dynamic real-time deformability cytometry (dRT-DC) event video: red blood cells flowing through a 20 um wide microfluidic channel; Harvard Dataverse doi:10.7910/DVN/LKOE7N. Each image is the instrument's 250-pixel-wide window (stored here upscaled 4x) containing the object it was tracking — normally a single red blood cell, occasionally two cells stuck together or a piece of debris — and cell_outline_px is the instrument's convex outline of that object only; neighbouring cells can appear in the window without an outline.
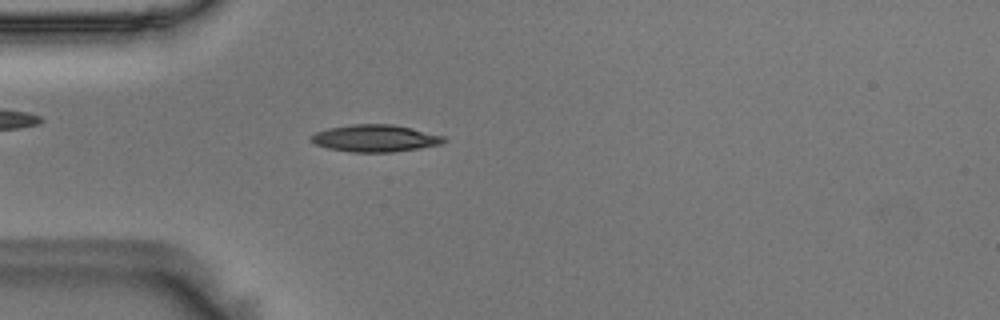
{"species": "Egyptian fruit bat (a non-hibernating species)", "species_latin": "Rousettus aegyptiacus", "temperature_condition": "room temperature", "stored_images_in_passage": 55, "camera_frame_rate_fps": 3000, "um_per_image_px": 0.085, "animal": {"sex": "male"}, "frame": {"image": 1, "passage_image": 16, "time_ms": 5.0, "image_size_px": [1000, 320], "cell_outline_px": [[448, 140], [440, 144], [420, 148], [392, 152], [352, 152], [328, 148], [316, 144], [308, 140], [316, 132], [328, 128], [352, 124], [392, 124], [412, 128], [444, 136]], "centroid_in_image_um": [31.89, 11.75], "position_along_channel_um": 53.1, "area_um2": 20.92}}
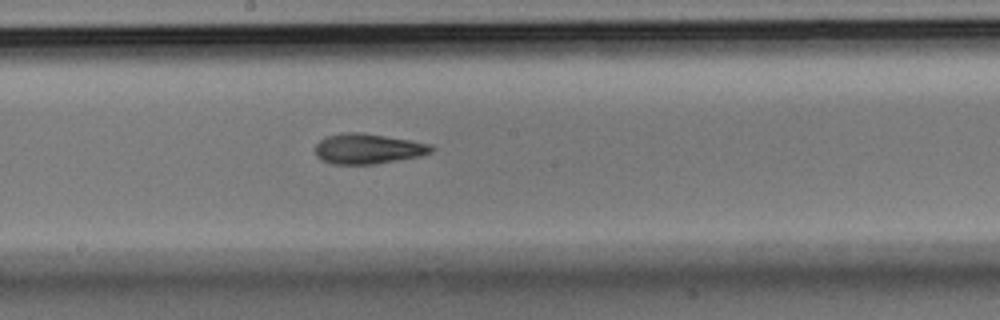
{"frame": {"image": 2, "passage_image": 30, "time_ms": 9.667, "image_size_px": [1000, 320], "cell_outline_px": [[436, 148], [432, 152], [420, 156], [376, 164], [332, 164], [320, 160], [316, 156], [316, 144], [320, 140], [328, 136], [344, 132], [360, 132], [412, 140], [432, 144]], "centroid_in_image_um": [31.3, 12.64], "position_along_channel_um": 216.9, "area_um2": 20.63}}
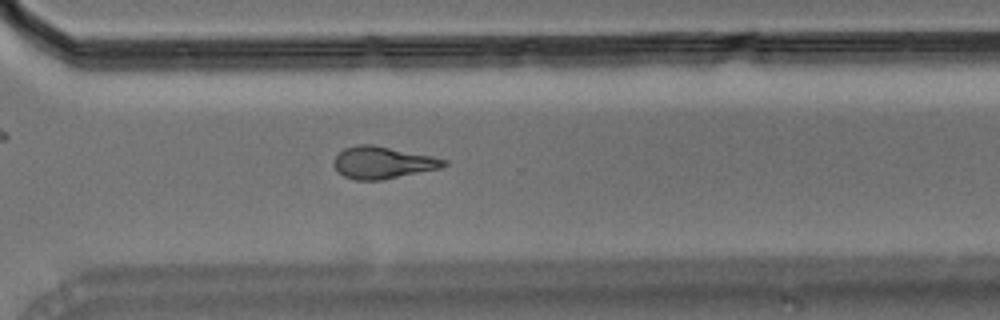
{"frame": {"image": 3, "passage_image": 40, "time_ms": 13.0, "image_size_px": [1000, 320], "cell_outline_px": [[448, 164], [440, 168], [380, 180], [356, 180], [344, 176], [332, 164], [332, 160], [344, 148], [356, 144], [372, 144], [432, 156], [448, 160]], "centroid_in_image_um": [32.51, 13.81], "position_along_channel_um": 338.1, "area_um2": 20.46}, "authors_computed_cell_mechanics": {"area_um2": 20.1144, "velocity_mm_per_s": 3.6471, "shape_relaxation_time_tau1_ms": 6.2967, "shape_relaxation_time_tau2_ms": 2.686, "deformation_change_tau1": 0.183, "deformation_change_tau2": 0.1076}}